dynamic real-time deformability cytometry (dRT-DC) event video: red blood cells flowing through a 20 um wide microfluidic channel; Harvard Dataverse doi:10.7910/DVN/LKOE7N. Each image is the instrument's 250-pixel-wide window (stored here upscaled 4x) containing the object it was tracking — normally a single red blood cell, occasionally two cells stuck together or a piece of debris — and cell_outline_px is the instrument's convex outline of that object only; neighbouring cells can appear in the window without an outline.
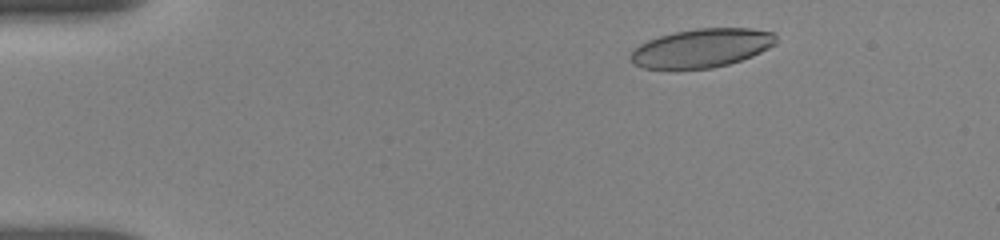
{"species": "human", "species_latin": "Homo sapiens", "temperature_condition": "room temperature", "stored_images_in_passage": 20, "camera_frame_rate_fps": 3000, "um_per_image_px": 0.085, "donor": {"sex": "female"}, "frame": {"image": 1, "passage_image": 5, "time_ms": 1.667, "image_size_px": [1000, 240], "cell_outline_px": [[776, 44], [752, 56], [728, 64], [712, 68], [644, 68], [632, 64], [628, 56], [640, 44], [648, 40], [660, 36], [676, 32], [696, 28], [752, 28], [776, 32]], "centroid_in_image_um": [59.66, 4.07], "position_along_channel_um": 25.3, "area_um2": 32.71}}
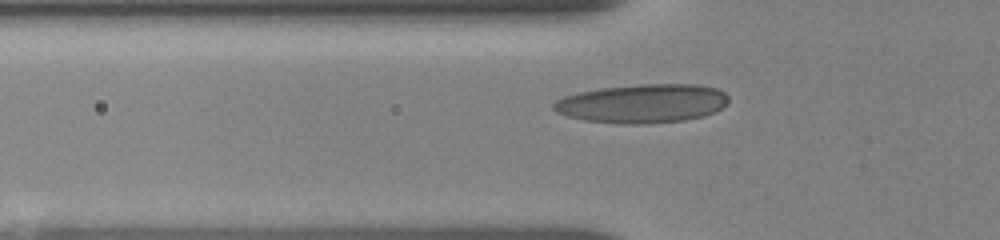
{"frame": {"image": 2, "passage_image": 15, "time_ms": 5.0, "image_size_px": [1000, 240], "cell_outline_px": [[728, 104], [716, 112], [704, 116], [684, 120], [644, 124], [620, 124], [584, 120], [568, 116], [556, 112], [552, 108], [552, 104], [556, 100], [564, 96], [580, 92], [604, 88], [640, 84], [700, 84], [716, 88], [724, 92], [728, 96]], "centroid_in_image_um": [54.64, 8.8], "position_along_channel_um": 71.2, "area_um2": 39.77}}
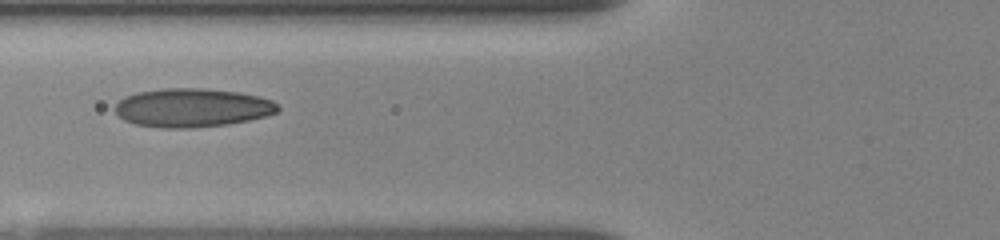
{"frame": {"image": 3, "passage_image": 18, "time_ms": 6.0, "image_size_px": [1000, 240], "cell_outline_px": [[280, 108], [276, 112], [264, 116], [248, 120], [228, 124], [188, 128], [164, 128], [136, 124], [124, 120], [112, 108], [124, 96], [136, 92], [164, 88], [204, 88], [240, 92], [260, 96], [272, 100]], "centroid_in_image_um": [16.32, 9.14], "position_along_channel_um": 109.5, "area_um2": 36.76}}